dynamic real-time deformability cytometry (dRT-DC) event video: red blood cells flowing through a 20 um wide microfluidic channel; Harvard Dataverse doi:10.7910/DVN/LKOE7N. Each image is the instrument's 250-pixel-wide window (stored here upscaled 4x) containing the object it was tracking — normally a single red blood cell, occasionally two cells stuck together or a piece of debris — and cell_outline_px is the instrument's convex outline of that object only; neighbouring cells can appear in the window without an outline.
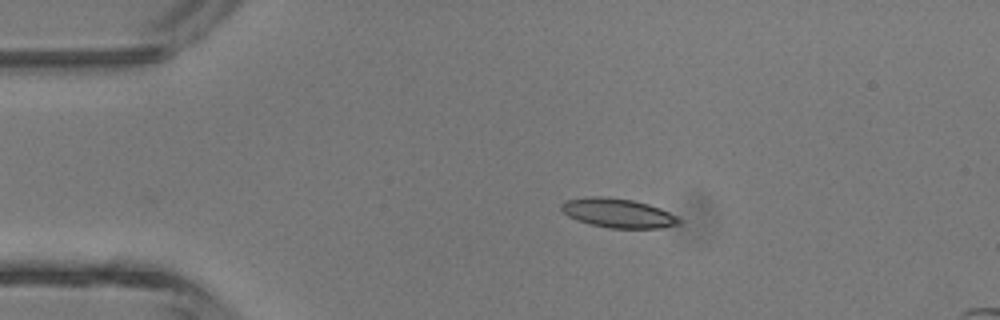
{"species": "common noctule bat (a hibernating species)", "species_latin": "Nyctalus noctula", "temperature_condition": "room temperature", "stored_images_in_passage": 2, "camera_frame_rate_fps": 3000, "um_per_image_px": 0.085, "animal": {"sex": "male", "body_mass_g": 13.3}, "frame": {"image": 1, "passage_image": 1, "time_ms": 0.0, "image_size_px": [1000, 320], "cell_outline_px": [[680, 224], [660, 228], [612, 228], [592, 224], [576, 220], [568, 216], [560, 208], [560, 204], [564, 200], [588, 196], [600, 196], [632, 200], [648, 204], [660, 208], [676, 216], [680, 220]], "centroid_in_image_um": [52.49, 18.1], "position_along_channel_um": 32.5, "area_um2": 19.94}}